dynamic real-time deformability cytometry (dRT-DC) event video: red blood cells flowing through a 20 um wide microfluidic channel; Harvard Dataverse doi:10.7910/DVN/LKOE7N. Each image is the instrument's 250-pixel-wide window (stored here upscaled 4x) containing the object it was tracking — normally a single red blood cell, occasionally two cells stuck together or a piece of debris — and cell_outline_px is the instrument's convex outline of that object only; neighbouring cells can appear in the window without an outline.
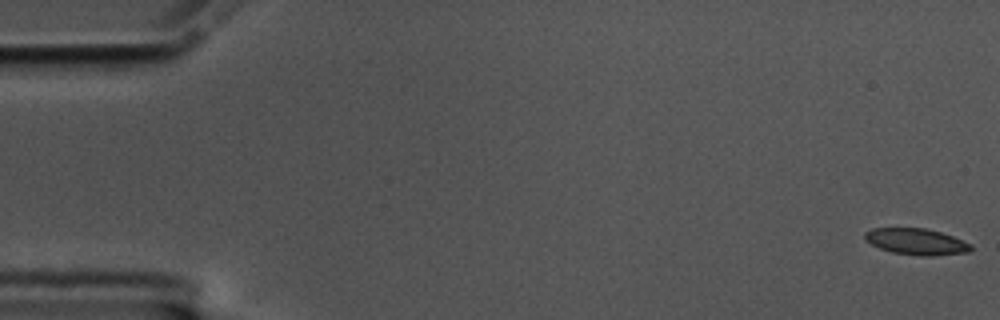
{"species": "common noctule bat (a hibernating species)", "species_latin": "Nyctalus noctula", "temperature_condition": "cold", "stored_images_in_passage": 58, "camera_frame_rate_fps": 3000, "um_per_image_px": 0.085, "animal": {"sex": "male", "body_mass_g": 17.5, "forearm_length_mm": 52.3}, "frame": {"image": 1, "passage_image": 1, "time_ms": 0.0, "image_size_px": [1000, 320], "cell_outline_px": [[972, 252], [928, 256], [920, 256], [892, 252], [880, 248], [864, 240], [864, 232], [872, 228], [924, 228], [940, 232], [952, 236], [972, 244]], "centroid_in_image_um": [77.89, 20.54], "position_along_channel_um": 7.1, "area_um2": 16.3}}
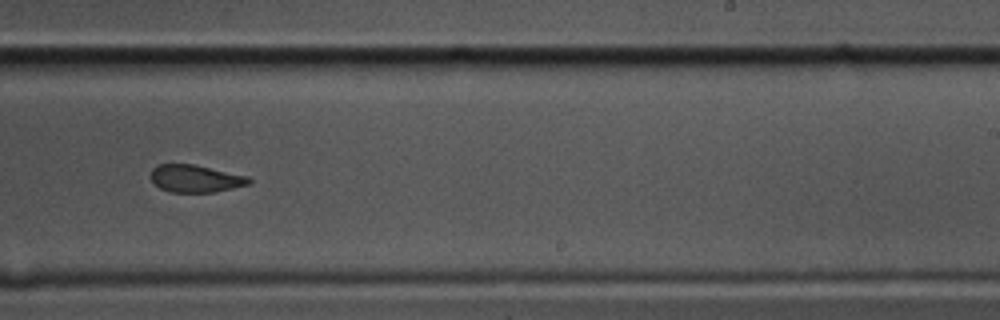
{"frame": {"image": 2, "passage_image": 36, "time_ms": 11.667, "image_size_px": [1000, 320], "cell_outline_px": [[252, 184], [212, 192], [168, 192], [160, 188], [148, 176], [152, 168], [156, 164], [192, 164], [248, 176], [252, 180]], "centroid_in_image_um": [16.59, 15.17], "position_along_channel_um": 272.4, "area_um2": 15.78}}
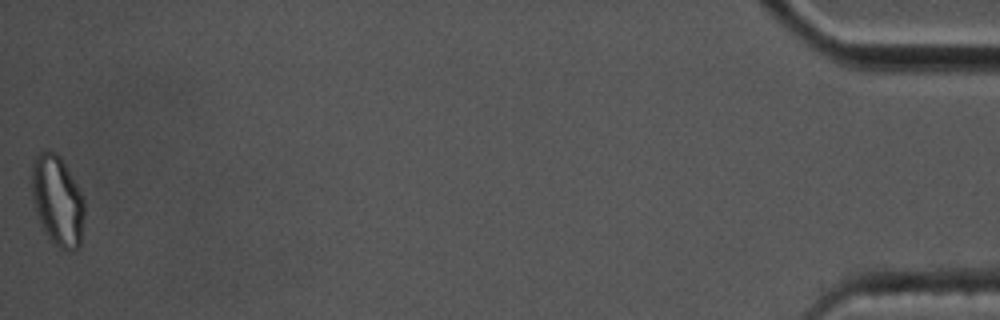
{"frame": {"image": 3, "passage_image": 58, "time_ms": 19.0, "image_size_px": [1000, 320], "cell_outline_px": [[84, 216], [80, 248], [72, 252], [64, 252], [48, 236], [40, 224], [32, 200], [32, 160], [40, 152], [56, 152], [60, 156], [76, 184], [84, 200]], "centroid_in_image_um": [4.89, 17.1], "position_along_channel_um": 430.3, "area_um2": 27.69}, "authors_computed_cell_mechanics": {"area_um2": 16.9065, "velocity_mm_per_s": 3.4782, "shape_relaxation_time_tau1_ms": 11.0837, "shape_relaxation_time_tau2_ms": 1.7432, "deformation_change_tau1": 0.1879, "deformation_change_tau2": 0.0788}}